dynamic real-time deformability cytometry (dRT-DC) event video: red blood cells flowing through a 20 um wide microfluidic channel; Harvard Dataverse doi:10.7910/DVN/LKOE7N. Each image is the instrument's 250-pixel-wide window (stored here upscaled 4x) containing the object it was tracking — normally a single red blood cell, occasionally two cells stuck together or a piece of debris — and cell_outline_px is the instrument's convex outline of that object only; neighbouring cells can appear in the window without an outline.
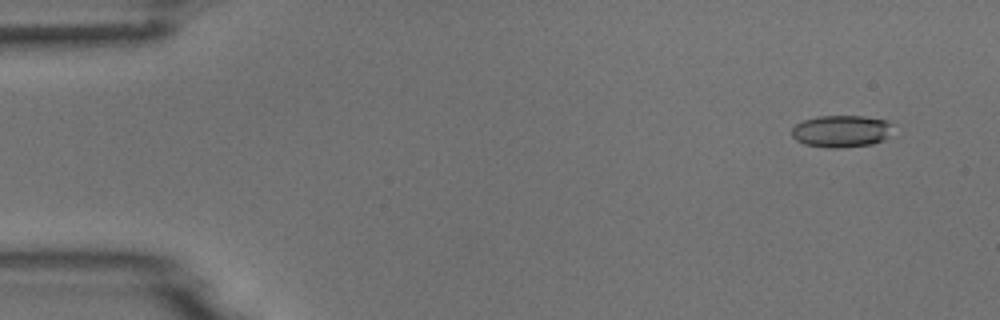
{"species": "common noctule bat (a hibernating species)", "species_latin": "Nyctalus noctula", "temperature_condition": "room temperature", "stored_images_in_passage": 6, "camera_frame_rate_fps": 3000, "um_per_image_px": 0.085, "animal": {"sex": "male", "body_mass_g": 18.8}, "frame": {"image": 1, "passage_image": 1, "time_ms": 0.0, "image_size_px": [1000, 320], "cell_outline_px": [[892, 136], [884, 140], [872, 144], [840, 148], [828, 148], [804, 144], [796, 140], [792, 136], [792, 128], [796, 124], [804, 120], [816, 116], [864, 116], [888, 120], [892, 124]], "centroid_in_image_um": [71.56, 11.15], "position_along_channel_um": 13.4, "area_um2": 19.25}}
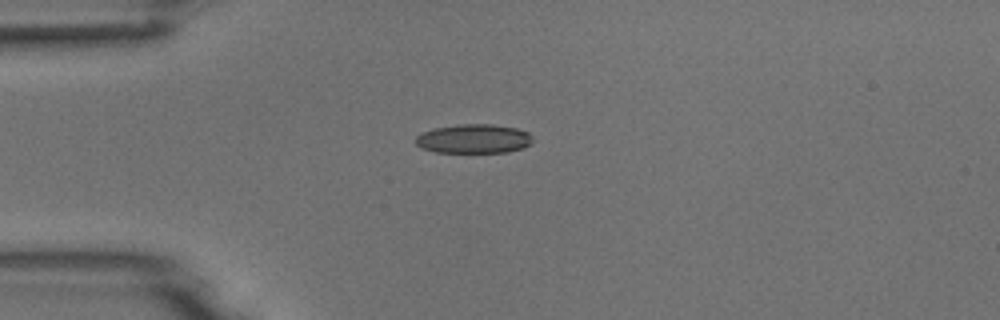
{"frame": {"image": 2, "passage_image": 4, "time_ms": 1.0, "image_size_px": [1000, 320], "cell_outline_px": [[532, 140], [524, 148], [508, 152], [436, 152], [420, 148], [416, 144], [416, 136], [424, 132], [436, 128], [460, 124], [492, 124], [516, 128], [528, 132], [532, 136]], "centroid_in_image_um": [40.28, 11.8], "position_along_channel_um": 44.7, "area_um2": 19.77}}
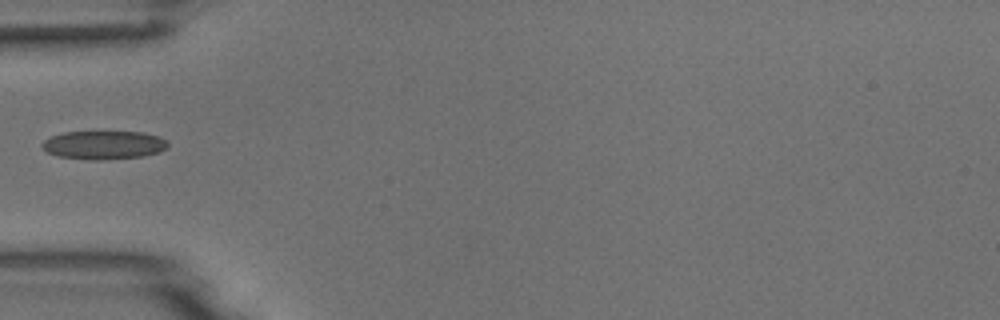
{"frame": {"image": 3, "passage_image": 5, "time_ms": 1.333, "image_size_px": [1000, 320], "cell_outline_px": [[168, 148], [160, 152], [144, 156], [100, 160], [92, 160], [56, 156], [48, 152], [40, 144], [44, 140], [52, 136], [64, 132], [144, 132], [168, 140]], "centroid_in_image_um": [8.84, 12.33], "position_along_channel_um": 76.2, "area_um2": 20.92}}